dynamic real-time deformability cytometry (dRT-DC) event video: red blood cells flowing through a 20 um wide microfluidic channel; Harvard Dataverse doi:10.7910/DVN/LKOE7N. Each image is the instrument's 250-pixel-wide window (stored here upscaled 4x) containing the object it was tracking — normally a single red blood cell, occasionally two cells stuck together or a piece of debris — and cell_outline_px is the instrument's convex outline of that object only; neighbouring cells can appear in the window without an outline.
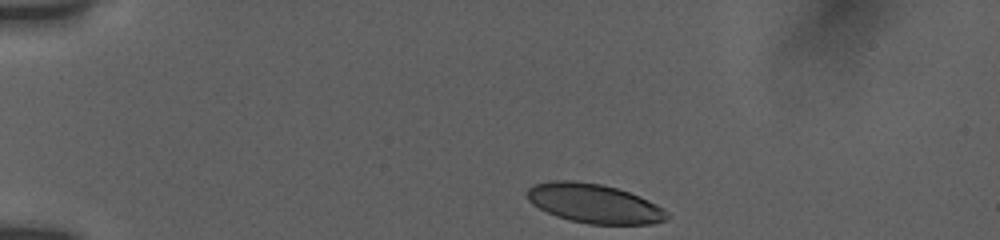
{"species": "human", "species_latin": "Homo sapiens", "temperature_condition": "room temperature", "stored_images_in_passage": 55, "camera_frame_rate_fps": 3000, "um_per_image_px": 0.085, "donor": {"sex": "female"}, "frame": {"image": 1, "passage_image": 1, "time_ms": 0.0, "image_size_px": [1000, 240], "cell_outline_px": [[672, 216], [664, 220], [652, 224], [588, 224], [568, 220], [556, 216], [532, 204], [528, 200], [528, 188], [536, 184], [552, 180], [576, 180], [600, 184], [616, 188], [640, 196], [664, 208]], "centroid_in_image_um": [50.53, 17.3], "position_along_channel_um": 34.5, "area_um2": 32.02}}
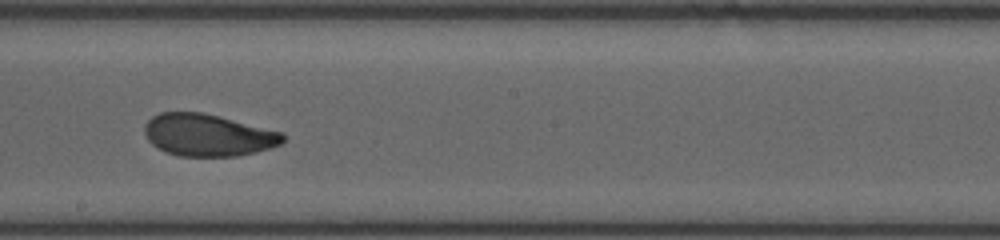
{"frame": {"image": 2, "passage_image": 32, "time_ms": 7.0, "image_size_px": [1000, 240], "cell_outline_px": [[284, 144], [256, 152], [236, 156], [180, 156], [164, 152], [152, 144], [148, 140], [144, 132], [144, 124], [152, 116], [160, 112], [204, 112], [284, 132]], "centroid_in_image_um": [17.69, 11.48], "position_along_channel_um": 230.5, "area_um2": 34.33}}
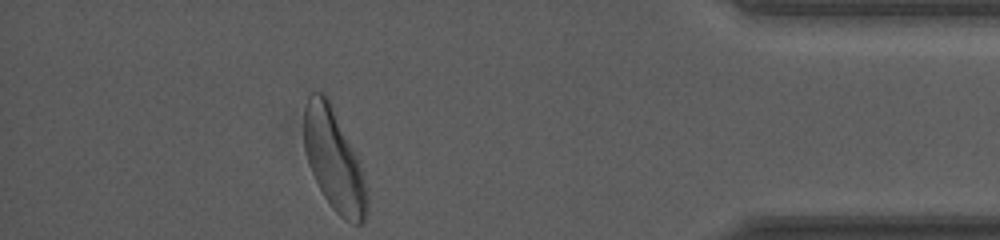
{"frame": {"image": 3, "passage_image": 54, "time_ms": 12.667, "image_size_px": [1000, 240], "cell_outline_px": [[368, 212], [364, 220], [360, 224], [352, 224], [344, 220], [332, 208], [324, 196], [308, 164], [304, 148], [304, 104], [308, 92], [324, 92], [328, 96], [356, 152], [360, 164], [368, 196]], "centroid_in_image_um": [28.38, 13.55], "position_along_channel_um": 406.8, "area_um2": 37.74}, "authors_computed_cell_mechanics": {"area_um2": 34.391, "velocity_mm_per_s": 3.7766, "shape_relaxation_time_tau1_ms": 4.0086, "shape_relaxation_time_tau2_ms": 1.7411, "deformation_change_tau1": 0.1547, "deformation_change_tau2": 0.075}}